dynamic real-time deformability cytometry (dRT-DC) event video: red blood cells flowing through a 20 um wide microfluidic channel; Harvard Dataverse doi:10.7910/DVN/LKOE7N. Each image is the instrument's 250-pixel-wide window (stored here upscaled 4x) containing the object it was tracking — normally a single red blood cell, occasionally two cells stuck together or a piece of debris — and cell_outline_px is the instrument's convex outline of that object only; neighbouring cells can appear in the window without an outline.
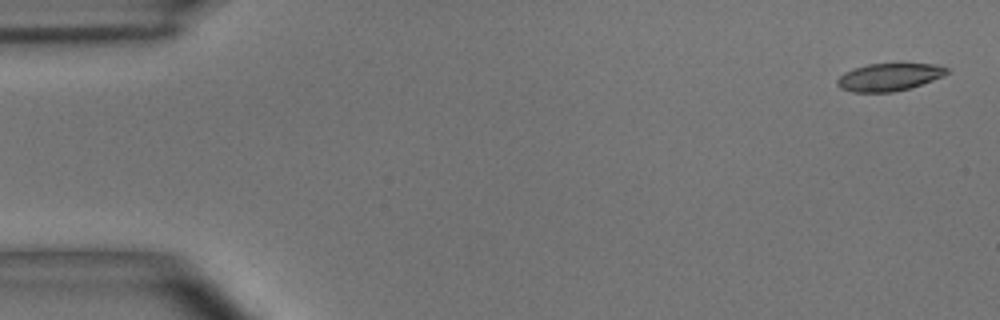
{"species": "common noctule bat (a hibernating species)", "species_latin": "Nyctalus noctula", "temperature_condition": "room temperature", "stored_images_in_passage": 5, "camera_frame_rate_fps": 3000, "um_per_image_px": 0.085, "animal": {"sex": "male", "body_mass_g": 15.6}, "frame": {"image": 1, "passage_image": 1, "time_ms": 0.0, "image_size_px": [1000, 320], "cell_outline_px": [[948, 72], [944, 76], [908, 88], [892, 92], [852, 92], [840, 88], [836, 84], [836, 80], [844, 72], [852, 68], [868, 64], [936, 64], [948, 68]], "centroid_in_image_um": [75.53, 6.55], "position_along_channel_um": 9.5, "area_um2": 17.51}}
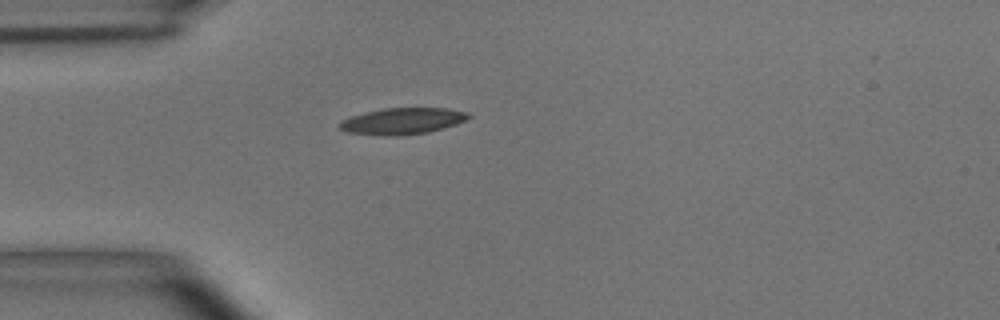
{"frame": {"image": 2, "passage_image": 4, "time_ms": 1.0, "image_size_px": [1000, 320], "cell_outline_px": [[472, 116], [456, 124], [444, 128], [428, 132], [400, 136], [380, 136], [344, 132], [336, 124], [340, 120], [364, 112], [384, 108], [448, 108], [468, 112]], "centroid_in_image_um": [34.16, 10.3], "position_along_channel_um": 50.8, "area_um2": 20.17}}